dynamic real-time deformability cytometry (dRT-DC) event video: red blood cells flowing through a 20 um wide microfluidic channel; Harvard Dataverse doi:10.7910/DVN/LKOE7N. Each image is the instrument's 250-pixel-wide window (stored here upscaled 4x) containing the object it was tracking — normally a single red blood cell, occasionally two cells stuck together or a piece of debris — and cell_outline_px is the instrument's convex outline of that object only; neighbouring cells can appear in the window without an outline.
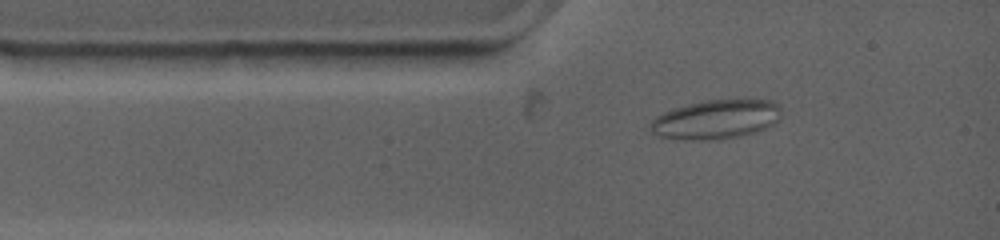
{"species": "common noctule bat (a hibernating species)", "species_latin": "Nyctalus noctula", "temperature_condition": "warm", "stored_images_in_passage": 39, "camera_frame_rate_fps": 4500, "um_per_image_px": 0.085, "animal": {"sex": "female", "body_mass_g": 19.0, "forearm_length_mm": 53.3}, "frame": {"image": 1, "passage_image": 4, "time_ms": 1.333, "image_size_px": [1000, 240], "cell_outline_px": [[780, 116], [776, 124], [756, 132], [744, 136], [720, 140], [672, 140], [660, 136], [652, 132], [648, 128], [652, 120], [656, 116], [672, 108], [688, 104], [708, 100], [772, 100], [780, 104]], "centroid_in_image_um": [60.86, 10.18], "position_along_channel_um": 24.1, "area_um2": 30.46}}
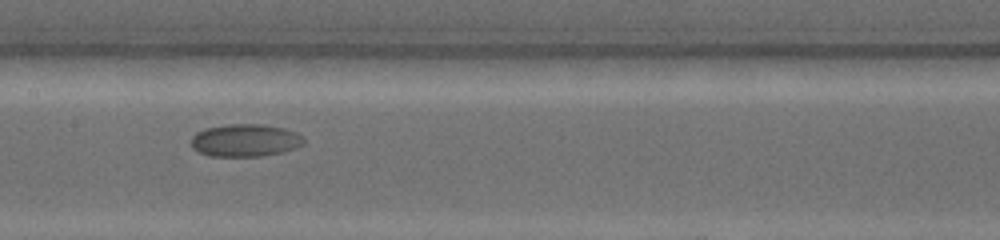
{"frame": {"image": 2, "passage_image": 14, "time_ms": 6.667, "image_size_px": [1000, 240], "cell_outline_px": [[304, 144], [296, 148], [280, 152], [260, 156], [212, 156], [200, 152], [192, 148], [192, 136], [196, 132], [204, 128], [228, 124], [260, 124], [284, 128], [296, 132], [304, 136]], "centroid_in_image_um": [20.85, 11.92], "position_along_channel_um": 186.5, "area_um2": 21.39}}
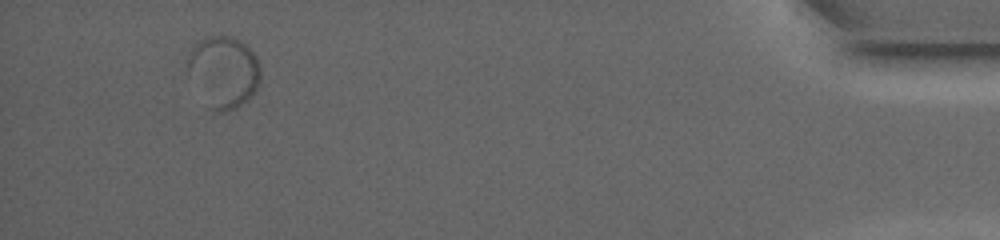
{"frame": {"image": 3, "passage_image": 34, "time_ms": 17.111, "image_size_px": [1000, 240], "cell_outline_px": [[260, 84], [248, 100], [236, 108], [224, 112], [216, 112], [208, 108], [188, 72], [188, 52], [196, 40], [208, 36], [232, 36], [240, 40], [256, 56], [260, 68]], "centroid_in_image_um": [19.0, 6.1], "position_along_channel_um": 416.2, "area_um2": 30.63}}